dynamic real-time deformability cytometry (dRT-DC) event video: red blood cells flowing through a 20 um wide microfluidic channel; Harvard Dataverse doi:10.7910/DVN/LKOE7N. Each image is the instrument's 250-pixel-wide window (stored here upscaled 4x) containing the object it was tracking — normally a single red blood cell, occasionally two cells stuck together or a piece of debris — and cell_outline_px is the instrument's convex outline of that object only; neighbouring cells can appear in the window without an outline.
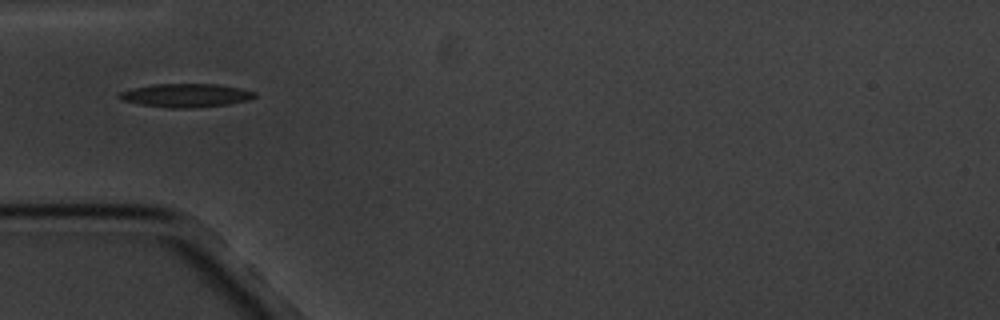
{"species": "common noctule bat (a hibernating species)", "species_latin": "Nyctalus noctula", "temperature_condition": "cold", "stored_images_in_passage": 13, "camera_frame_rate_fps": 3000, "um_per_image_px": 0.085, "animal": {"sex": "male", "body_mass_g": 20.1, "forearm_length_mm": 53.5}, "frame": {"image": 1, "passage_image": 6, "time_ms": 5.667, "image_size_px": [1000, 320], "cell_outline_px": [[256, 96], [248, 100], [228, 104], [184, 108], [172, 108], [140, 104], [120, 100], [116, 96], [120, 92], [132, 88], [152, 84], [216, 84], [240, 88], [256, 92]], "centroid_in_image_um": [15.76, 8.1], "position_along_channel_um": 69.2, "area_um2": 18.44}}
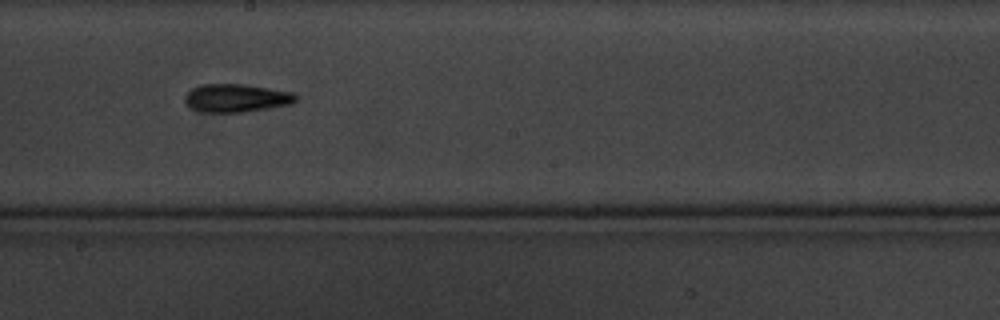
{"frame": {"image": 2, "passage_image": 10, "time_ms": 10.333, "image_size_px": [1000, 320], "cell_outline_px": [[296, 100], [292, 104], [244, 112], [200, 112], [192, 108], [184, 100], [184, 96], [192, 88], [204, 84], [240, 84], [292, 92], [296, 96]], "centroid_in_image_um": [20.06, 8.34], "position_along_channel_um": 228.1, "area_um2": 17.98}}
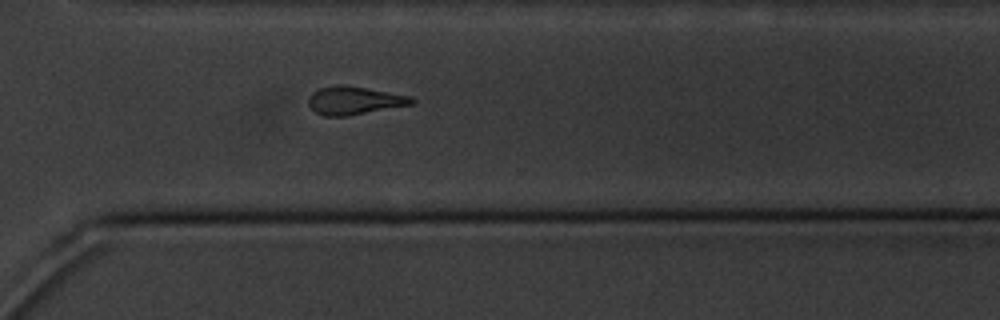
{"frame": {"image": 3, "passage_image": 13, "time_ms": 13.667, "image_size_px": [1000, 320], "cell_outline_px": [[416, 100], [412, 104], [348, 116], [324, 116], [316, 112], [308, 104], [308, 96], [312, 92], [320, 88], [336, 84], [344, 84], [412, 96]], "centroid_in_image_um": [30.1, 8.53], "position_along_channel_um": 340.5, "area_um2": 16.99}}